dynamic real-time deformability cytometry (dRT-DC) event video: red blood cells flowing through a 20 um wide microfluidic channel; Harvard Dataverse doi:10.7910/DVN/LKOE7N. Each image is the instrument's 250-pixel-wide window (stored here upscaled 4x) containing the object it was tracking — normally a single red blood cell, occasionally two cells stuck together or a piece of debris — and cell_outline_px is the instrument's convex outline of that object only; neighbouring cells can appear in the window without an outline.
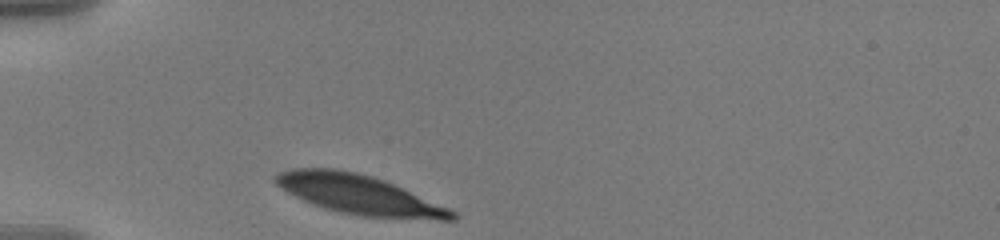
{"species": "human", "species_latin": "Homo sapiens", "temperature_condition": "warm", "stored_images_in_passage": 33, "camera_frame_rate_fps": 3000, "um_per_image_px": 0.085, "donor": {"sex": "male"}, "frame": {"image": 1, "passage_image": 1, "time_ms": 0.0, "image_size_px": [1000, 240], "cell_outline_px": [[456, 220], [440, 220], [360, 216], [340, 212], [324, 208], [312, 204], [280, 188], [276, 184], [276, 176], [280, 172], [292, 168], [336, 168], [356, 172], [372, 176], [384, 180], [448, 208], [456, 212]], "centroid_in_image_um": [30.51, 16.54], "position_along_channel_um": 54.5, "area_um2": 40.06}}
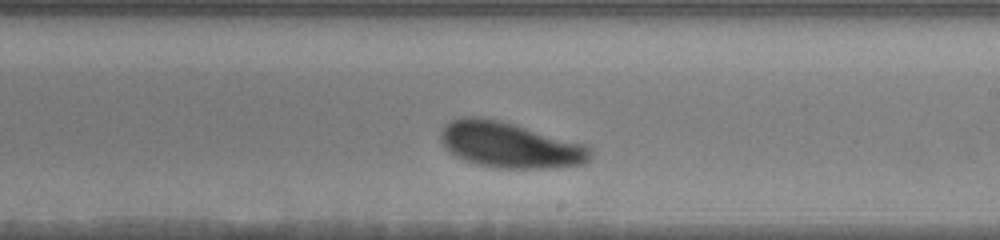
{"frame": {"image": 2, "passage_image": 19, "time_ms": 6.0, "image_size_px": [1000, 240], "cell_outline_px": [[588, 160], [584, 164], [552, 168], [500, 168], [476, 164], [464, 160], [448, 152], [440, 140], [440, 132], [452, 120], [464, 116], [480, 116], [500, 120], [584, 144], [588, 148]], "centroid_in_image_um": [43.27, 12.32], "position_along_channel_um": 245.7, "area_um2": 39.54}}
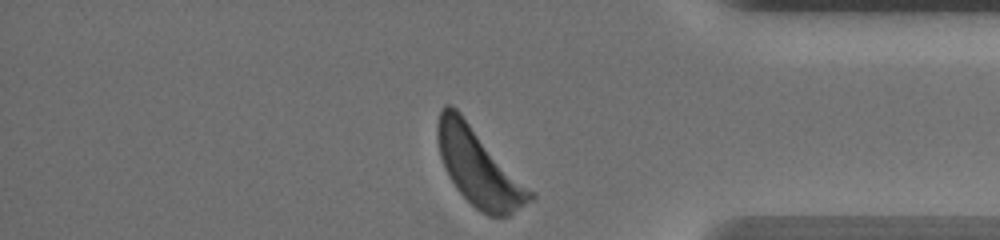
{"frame": {"image": 3, "passage_image": 33, "time_ms": 10.667, "image_size_px": [1000, 240], "cell_outline_px": [[536, 196], [532, 200], [508, 216], [488, 216], [480, 212], [456, 188], [448, 176], [444, 168], [440, 156], [436, 136], [436, 124], [440, 108], [444, 104], [452, 104], [460, 112]], "centroid_in_image_um": [40.63, 14.19], "position_along_channel_um": 394.6, "area_um2": 41.21}, "authors_computed_cell_mechanics": {"area_um2": 40.9802, "velocity_mm_per_s": 3.4874, "shape_relaxation_time_tau1_ms": 2.4248, "shape_relaxation_time_tau2_ms": null, "deformation_change_tau1": 0.1422, "deformation_change_tau2": null}}